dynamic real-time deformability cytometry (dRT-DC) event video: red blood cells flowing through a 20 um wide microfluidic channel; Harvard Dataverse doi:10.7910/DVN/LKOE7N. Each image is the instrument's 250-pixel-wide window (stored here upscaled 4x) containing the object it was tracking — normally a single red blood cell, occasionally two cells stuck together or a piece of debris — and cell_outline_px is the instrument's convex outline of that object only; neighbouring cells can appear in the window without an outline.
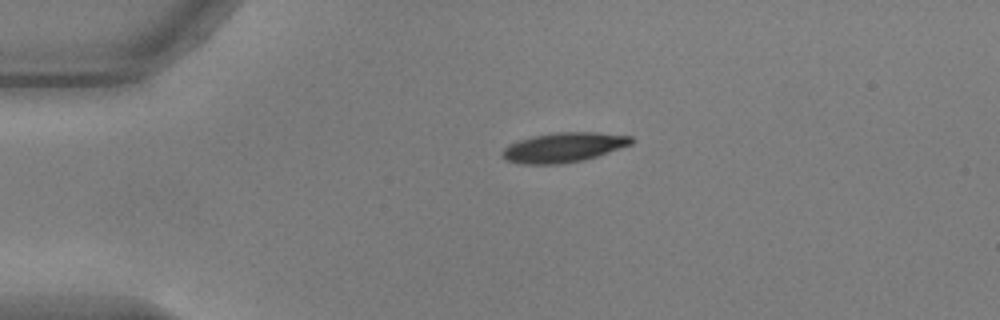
{"species": "common noctule bat (a hibernating species)", "species_latin": "Nyctalus noctula", "temperature_condition": "warm", "stored_images_in_passage": 43, "camera_frame_rate_fps": 3000, "um_per_image_px": 0.085, "animal": {"sex": "male", "body_mass_g": 17.9, "forearm_length_mm": 54.2}, "frame": {"image": 1, "passage_image": 1, "time_ms": 0.0, "image_size_px": [1000, 320], "cell_outline_px": [[636, 140], [632, 144], [584, 160], [560, 164], [520, 164], [504, 160], [500, 152], [508, 144], [520, 140], [536, 136], [556, 132], [596, 132], [632, 136]], "centroid_in_image_um": [47.9, 12.53], "position_along_channel_um": 37.1, "area_um2": 22.37}}
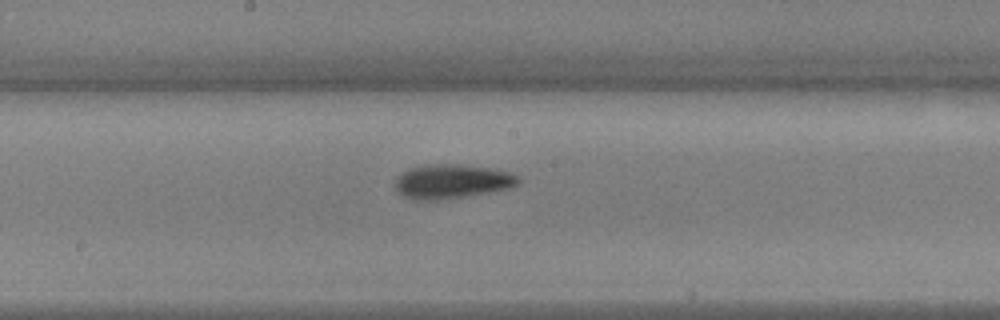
{"frame": {"image": 2, "passage_image": 18, "time_ms": 5.667, "image_size_px": [1000, 320], "cell_outline_px": [[520, 180], [512, 188], [468, 196], [436, 200], [416, 200], [404, 196], [396, 188], [396, 176], [408, 168], [424, 164], [456, 164], [492, 168], [508, 172], [516, 176]], "centroid_in_image_um": [38.39, 15.41], "position_along_channel_um": 209.8, "area_um2": 24.57}}
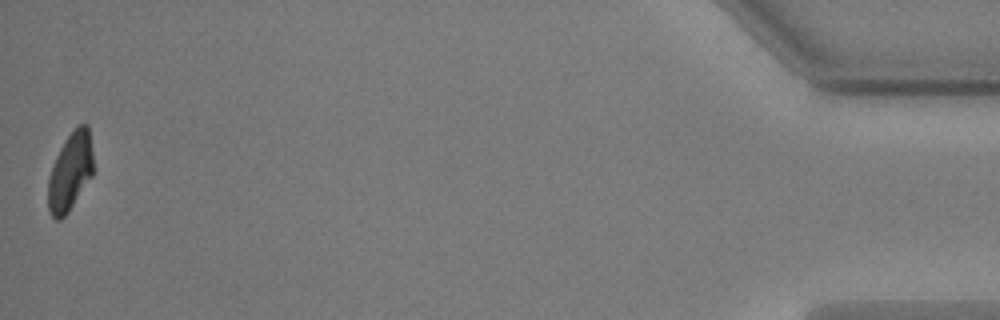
{"frame": {"image": 3, "passage_image": 43, "time_ms": 14.0, "image_size_px": [1000, 320], "cell_outline_px": [[92, 176], [68, 212], [60, 220], [56, 220], [52, 216], [48, 208], [48, 180], [56, 156], [60, 148], [68, 136], [80, 124], [88, 124], [92, 152]], "centroid_in_image_um": [5.96, 14.62], "position_along_channel_um": 429.2, "area_um2": 20.17}, "authors_computed_cell_mechanics": {"area_um2": 22.7154, "velocity_mm_per_s": 3.7102, "shape_relaxation_time_tau1_ms": 2.9442, "shape_relaxation_time_tau2_ms": 7.8791, "deformation_change_tau1": 0.1525, "deformation_change_tau2": 0.1452}}